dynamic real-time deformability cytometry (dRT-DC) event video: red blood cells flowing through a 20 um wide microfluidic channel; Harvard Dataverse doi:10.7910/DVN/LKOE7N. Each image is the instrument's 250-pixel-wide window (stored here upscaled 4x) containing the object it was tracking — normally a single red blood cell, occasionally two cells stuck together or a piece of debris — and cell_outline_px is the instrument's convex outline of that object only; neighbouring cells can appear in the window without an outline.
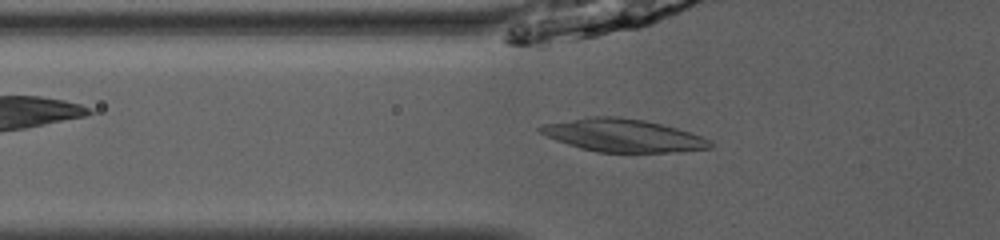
{"species": "common noctule bat (a hibernating species)", "species_latin": "Nyctalus noctula", "temperature_condition": "room temperature", "stored_images_in_passage": 35, "camera_frame_rate_fps": 3000, "um_per_image_px": 0.085, "animal": {"sex": "male", "body_mass_g": 13.0, "forearm_length_mm": 53.1}, "frame": {"image": 1, "passage_image": 3, "time_ms": 0.667, "image_size_px": [1000, 240], "cell_outline_px": [[712, 148], [668, 152], [600, 152], [580, 148], [556, 140], [540, 132], [536, 128], [544, 124], [588, 116], [616, 116], [644, 120], [676, 128], [700, 136], [708, 140], [712, 144]], "centroid_in_image_um": [52.91, 11.5], "position_along_channel_um": 72.9, "area_um2": 32.08}}
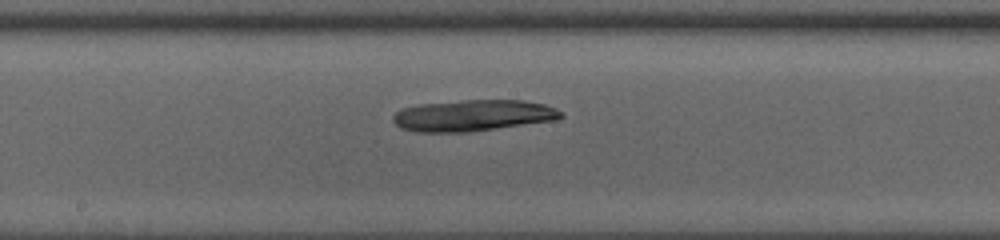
{"frame": {"image": 2, "passage_image": 13, "time_ms": 4.0, "image_size_px": [1000, 240], "cell_outline_px": [[564, 116], [556, 120], [468, 132], [416, 132], [400, 128], [392, 120], [392, 116], [400, 108], [420, 104], [464, 100], [524, 100], [544, 104], [556, 108], [564, 112]], "centroid_in_image_um": [40.2, 9.81], "position_along_channel_um": 208.0, "area_um2": 30.87}}
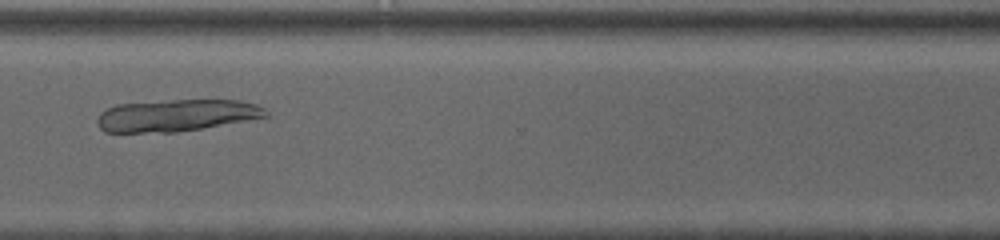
{"frame": {"image": 3, "passage_image": 24, "time_ms": 7.667, "image_size_px": [1000, 240], "cell_outline_px": [[268, 116], [200, 128], [176, 132], [104, 132], [96, 124], [96, 120], [100, 112], [116, 104], [172, 100], [240, 100], [256, 104], [264, 108], [268, 112]], "centroid_in_image_um": [14.94, 9.8], "position_along_channel_um": 355.7, "area_um2": 31.21}}